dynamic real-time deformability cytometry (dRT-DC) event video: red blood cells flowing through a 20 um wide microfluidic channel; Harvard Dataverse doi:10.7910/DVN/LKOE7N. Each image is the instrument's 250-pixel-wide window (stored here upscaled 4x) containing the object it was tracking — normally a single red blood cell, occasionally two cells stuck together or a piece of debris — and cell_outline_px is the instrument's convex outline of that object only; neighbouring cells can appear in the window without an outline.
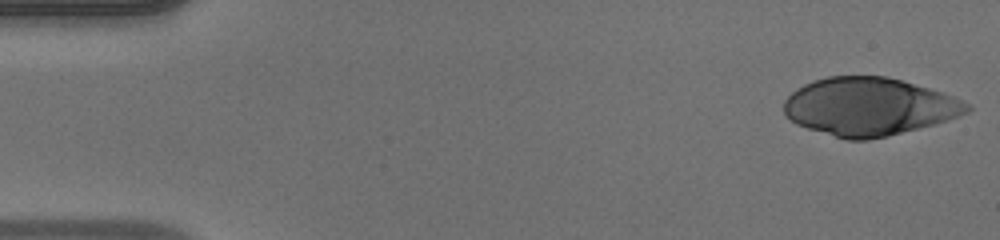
{"species": "human", "species_latin": "Homo sapiens", "temperature_condition": "warm", "stored_images_in_passage": 48, "camera_frame_rate_fps": 3000, "um_per_image_px": 0.085, "donor": {"sex": "male"}, "frame": {"image": 1, "passage_image": 1, "time_ms": 0.0, "image_size_px": [1000, 240], "cell_outline_px": [[972, 108], [968, 112], [936, 124], [888, 136], [868, 140], [848, 140], [808, 128], [796, 124], [784, 112], [784, 100], [796, 88], [804, 84], [828, 76], [884, 76], [900, 80], [928, 88], [952, 96], [968, 104]], "centroid_in_image_um": [73.85, 9.07], "position_along_channel_um": 11.1, "area_um2": 61.27}}
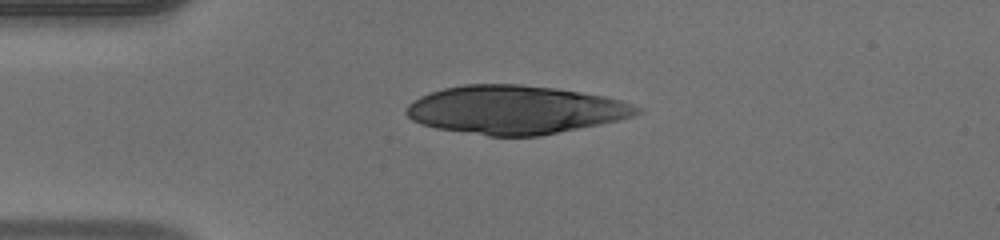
{"frame": {"image": 2, "passage_image": 11, "time_ms": 3.333, "image_size_px": [1000, 240], "cell_outline_px": [[644, 112], [632, 116], [600, 124], [540, 136], [488, 136], [436, 128], [420, 124], [412, 120], [404, 112], [408, 104], [420, 96], [444, 88], [464, 84], [520, 84], [556, 88], [604, 96], [620, 100], [632, 104], [640, 108]], "centroid_in_image_um": [43.77, 9.33], "position_along_channel_um": 41.2, "area_um2": 65.08}}